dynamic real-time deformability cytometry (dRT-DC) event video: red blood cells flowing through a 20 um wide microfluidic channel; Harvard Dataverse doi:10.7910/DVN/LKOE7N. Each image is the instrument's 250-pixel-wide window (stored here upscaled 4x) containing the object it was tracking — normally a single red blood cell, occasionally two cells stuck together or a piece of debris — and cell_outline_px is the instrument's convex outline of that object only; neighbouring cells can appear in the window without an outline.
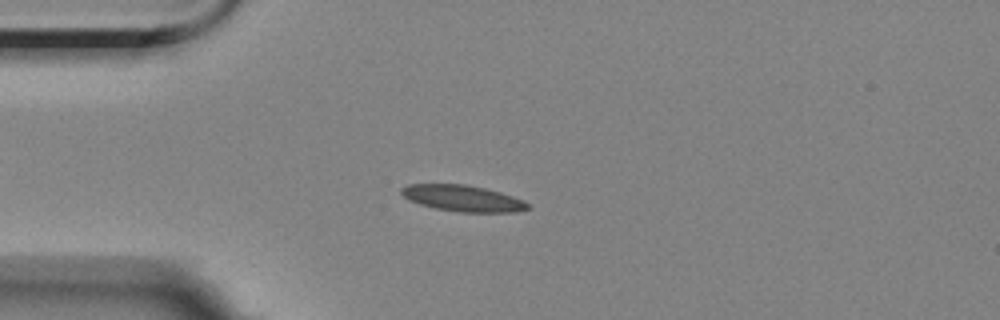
{"species": "Egyptian fruit bat (a non-hibernating species)", "species_latin": "Rousettus aegyptiacus", "temperature_condition": "room temperature", "stored_images_in_passage": 5, "camera_frame_rate_fps": 3000, "um_per_image_px": 0.085, "animal": {"sex": "female"}, "frame": {"image": 1, "passage_image": 3, "time_ms": 2.333, "image_size_px": [1000, 320], "cell_outline_px": [[532, 208], [516, 212], [460, 212], [436, 208], [420, 204], [408, 200], [400, 192], [400, 188], [408, 184], [464, 184], [484, 188], [500, 192], [524, 200]], "centroid_in_image_um": [39.34, 16.85], "position_along_channel_um": 45.7, "area_um2": 19.31}}
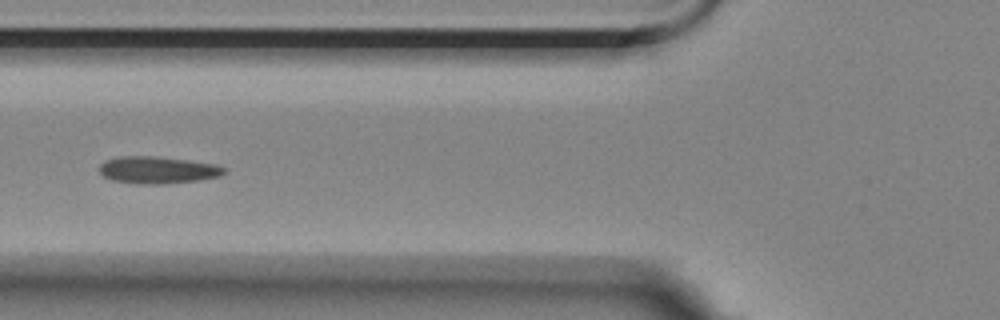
{"frame": {"image": 2, "passage_image": 5, "time_ms": 4.667, "image_size_px": [1000, 320], "cell_outline_px": [[224, 172], [220, 176], [196, 180], [164, 184], [136, 184], [112, 180], [104, 176], [100, 172], [100, 164], [104, 160], [120, 156], [156, 156], [188, 160], [216, 164], [224, 168]], "centroid_in_image_um": [13.36, 14.44], "position_along_channel_um": 112.4, "area_um2": 19.65}}